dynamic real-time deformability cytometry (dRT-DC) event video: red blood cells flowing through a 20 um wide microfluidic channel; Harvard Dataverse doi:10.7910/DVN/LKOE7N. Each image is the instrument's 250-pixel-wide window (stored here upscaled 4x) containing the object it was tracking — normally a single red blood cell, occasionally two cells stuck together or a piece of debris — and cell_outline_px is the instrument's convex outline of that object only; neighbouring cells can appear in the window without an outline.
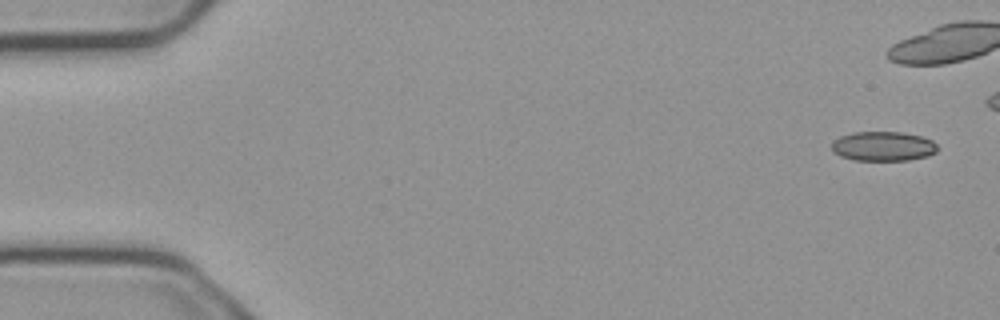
{"species": "common noctule bat (a hibernating species)", "species_latin": "Nyctalus noctula", "temperature_condition": "cold", "stored_images_in_passage": 6, "camera_frame_rate_fps": 3000, "um_per_image_px": 0.085, "animal": {"sex": "male", "body_mass_g": 23.1, "forearm_length_mm": 52.7}, "frame": {"image": 1, "passage_image": 1, "time_ms": 0.0, "image_size_px": [1000, 320], "cell_outline_px": [[936, 152], [928, 156], [908, 160], [852, 160], [840, 156], [832, 152], [832, 140], [840, 136], [852, 132], [900, 132], [920, 136], [932, 140], [936, 144]], "centroid_in_image_um": [75.02, 12.43], "position_along_channel_um": 10.0, "area_um2": 18.26}}